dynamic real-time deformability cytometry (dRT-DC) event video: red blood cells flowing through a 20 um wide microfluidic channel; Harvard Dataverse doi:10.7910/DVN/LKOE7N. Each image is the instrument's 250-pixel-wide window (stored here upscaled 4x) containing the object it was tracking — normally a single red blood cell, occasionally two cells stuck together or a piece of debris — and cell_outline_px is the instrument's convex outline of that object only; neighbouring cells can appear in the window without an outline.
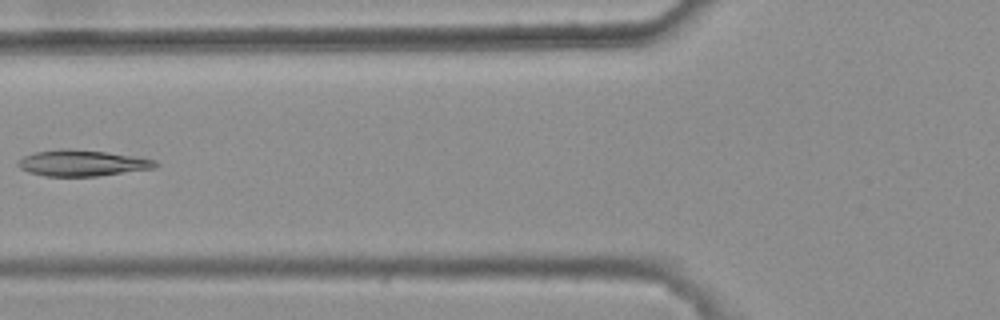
{"species": "common noctule bat (a hibernating species)", "species_latin": "Nyctalus noctula", "temperature_condition": "warm", "stored_images_in_passage": 7, "camera_frame_rate_fps": 3000, "um_per_image_px": 0.085, "animal": {"sex": "female", "body_mass_g": 25.1}, "frame": {"image": 1, "passage_image": 7, "time_ms": 2.0, "image_size_px": [1000, 320], "cell_outline_px": [[160, 164], [156, 168], [96, 176], [44, 176], [28, 172], [20, 168], [16, 164], [24, 156], [36, 152], [60, 148], [64, 148], [108, 152], [156, 160]], "centroid_in_image_um": [6.99, 13.86], "position_along_channel_um": 118.8, "area_um2": 20.87}}